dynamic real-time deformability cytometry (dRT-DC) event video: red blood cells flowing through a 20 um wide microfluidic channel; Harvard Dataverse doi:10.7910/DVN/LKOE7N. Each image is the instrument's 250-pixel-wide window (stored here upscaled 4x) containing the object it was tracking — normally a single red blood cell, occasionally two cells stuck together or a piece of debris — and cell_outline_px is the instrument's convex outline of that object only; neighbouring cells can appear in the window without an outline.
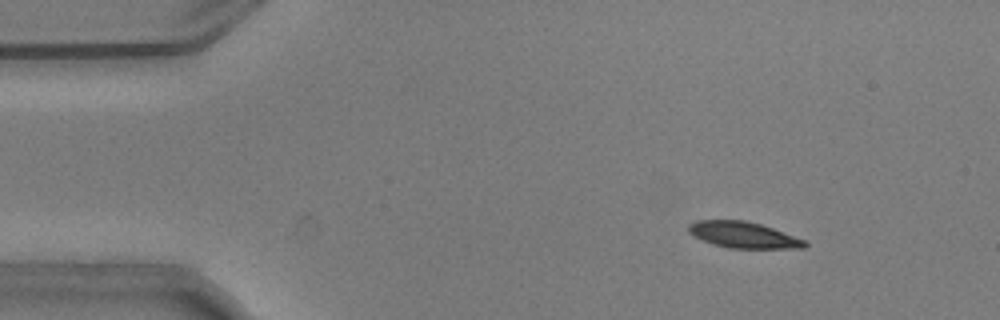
{"species": "common noctule bat (a hibernating species)", "species_latin": "Nyctalus noctula", "temperature_condition": "warm", "stored_images_in_passage": 54, "camera_frame_rate_fps": 3000, "um_per_image_px": 0.085, "animal": {"sex": "male", "body_mass_g": 20.5, "forearm_length_mm": 52.5}, "frame": {"image": 1, "passage_image": 7, "time_ms": 2.0, "image_size_px": [1000, 320], "cell_outline_px": [[808, 244], [804, 248], [728, 248], [712, 244], [688, 232], [688, 224], [696, 220], [744, 220], [760, 224], [772, 228], [804, 240]], "centroid_in_image_um": [63.16, 19.96], "position_along_channel_um": 21.8, "area_um2": 17.51}}
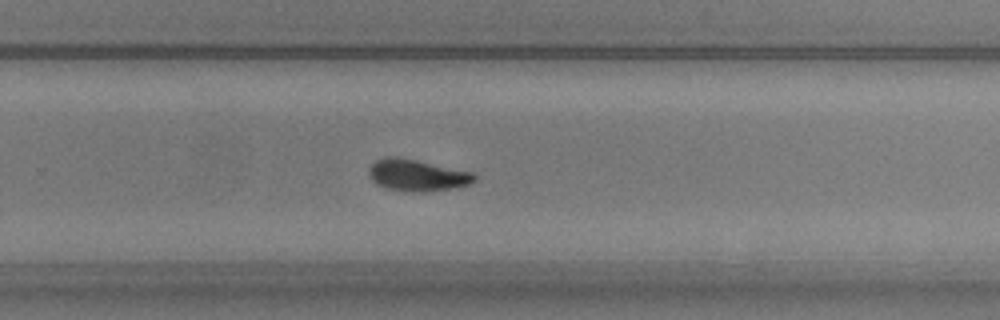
{"frame": {"image": 2, "passage_image": 35, "time_ms": 11.333, "image_size_px": [1000, 320], "cell_outline_px": [[476, 180], [472, 184], [456, 188], [420, 192], [412, 192], [384, 188], [376, 184], [368, 176], [368, 168], [376, 160], [388, 156], [396, 156], [416, 160], [472, 172], [476, 176]], "centroid_in_image_um": [35.44, 14.9], "position_along_channel_um": 294.4, "area_um2": 19.65}}
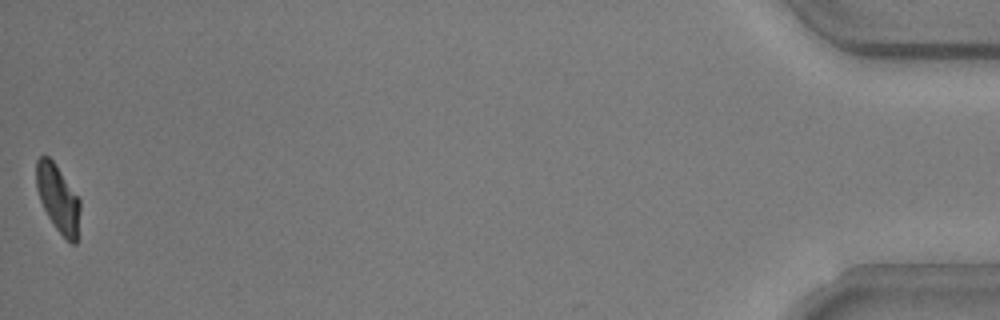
{"frame": {"image": 3, "passage_image": 54, "time_ms": 17.667, "image_size_px": [1000, 320], "cell_outline_px": [[80, 208], [76, 244], [72, 244], [56, 228], [48, 216], [40, 200], [36, 188], [36, 160], [40, 156], [48, 156], [52, 160], [80, 200]], "centroid_in_image_um": [4.91, 16.86], "position_along_channel_um": 430.3, "area_um2": 16.76}, "authors_computed_cell_mechanics": {"area_um2": 18.3804, "velocity_mm_per_s": 3.7243, "shape_relaxation_time_tau1_ms": 5.2013, "shape_relaxation_time_tau2_ms": 7.0645, "deformation_change_tau1": 0.1831, "deformation_change_tau2": 0.1087}}